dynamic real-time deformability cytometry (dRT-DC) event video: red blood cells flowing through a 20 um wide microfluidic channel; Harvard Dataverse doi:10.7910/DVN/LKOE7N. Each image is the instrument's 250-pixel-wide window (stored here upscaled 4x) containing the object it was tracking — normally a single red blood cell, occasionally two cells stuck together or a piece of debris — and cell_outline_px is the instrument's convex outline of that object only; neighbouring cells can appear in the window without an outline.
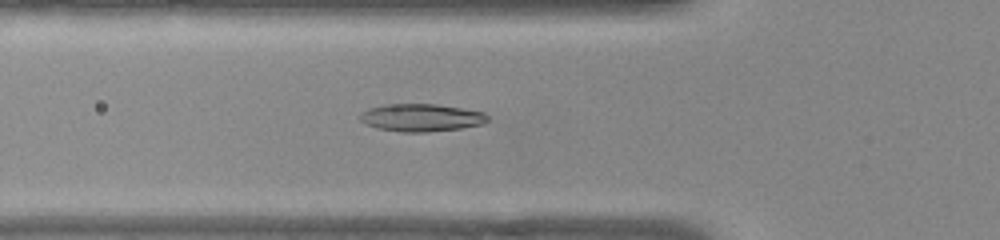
{"species": "common noctule bat (a hibernating species)", "species_latin": "Nyctalus noctula", "temperature_condition": "warm", "stored_images_in_passage": 41, "camera_frame_rate_fps": 3000, "um_per_image_px": 0.085, "animal": {"sex": "female", "body_mass_g": 22.0, "forearm_length_mm": 56.7}, "frame": {"image": 1, "passage_image": 7, "time_ms": 2.0, "image_size_px": [1000, 240], "cell_outline_px": [[488, 120], [480, 124], [460, 128], [428, 132], [400, 132], [376, 128], [364, 124], [360, 120], [360, 112], [368, 108], [384, 104], [436, 104], [484, 112], [488, 116]], "centroid_in_image_um": [35.74, 10.0], "position_along_channel_um": 90.1, "area_um2": 20.58}}
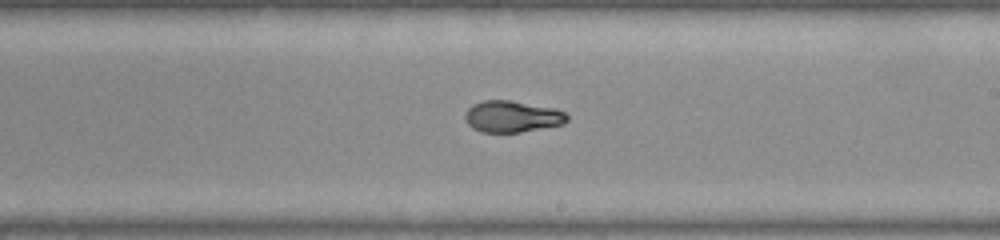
{"frame": {"image": 2, "passage_image": 19, "time_ms": 6.0, "image_size_px": [1000, 240], "cell_outline_px": [[568, 120], [564, 124], [520, 132], [480, 132], [472, 128], [464, 120], [464, 112], [472, 104], [484, 100], [508, 100], [556, 108], [564, 112], [568, 116]], "centroid_in_image_um": [43.5, 9.9], "position_along_channel_um": 245.5, "area_um2": 18.9}}
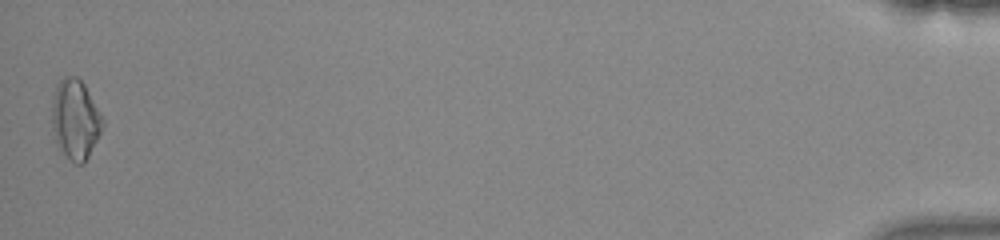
{"frame": {"image": 3, "passage_image": 41, "time_ms": 13.333, "image_size_px": [1000, 240], "cell_outline_px": [[104, 124], [84, 164], [76, 164], [60, 148], [56, 140], [52, 124], [52, 100], [56, 88], [60, 80], [64, 76], [76, 76], [84, 84], [104, 120]], "centroid_in_image_um": [6.4, 10.12], "position_along_channel_um": 428.8, "area_um2": 22.95}, "authors_computed_cell_mechanics": {"area_um2": 19.1896, "velocity_mm_per_s": 3.8881, "shape_relaxation_time_tau1_ms": null, "shape_relaxation_time_tau2_ms": 1.5471, "deformation_change_tau1": null, "deformation_change_tau2": 0.0553}}